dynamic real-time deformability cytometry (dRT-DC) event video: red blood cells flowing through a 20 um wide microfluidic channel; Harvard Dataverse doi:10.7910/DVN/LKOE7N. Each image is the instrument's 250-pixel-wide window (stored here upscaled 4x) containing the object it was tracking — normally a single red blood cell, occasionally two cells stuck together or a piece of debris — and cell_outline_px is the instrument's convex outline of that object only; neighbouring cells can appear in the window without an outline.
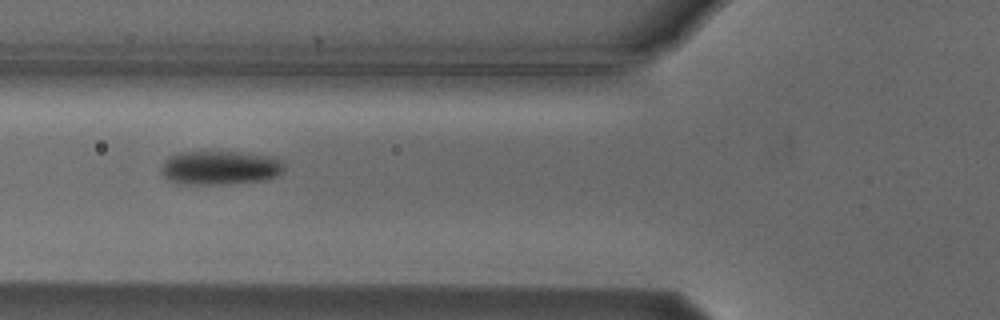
{"species": "Egyptian fruit bat (a non-hibernating species)", "species_latin": "Rousettus aegyptiacus", "temperature_condition": "cold", "stored_images_in_passage": 8, "camera_frame_rate_fps": 3000, "um_per_image_px": 0.085, "animal": {"sex": "male"}, "frame": {"image": 1, "passage_image": 3, "time_ms": 3.333, "image_size_px": [1000, 320], "cell_outline_px": [[284, 172], [276, 176], [260, 180], [224, 184], [176, 184], [168, 180], [160, 172], [160, 168], [164, 160], [168, 156], [184, 152], [240, 152], [268, 156], [280, 160], [284, 164]], "centroid_in_image_um": [18.65, 14.26], "position_along_channel_um": 107.2, "area_um2": 24.33}}
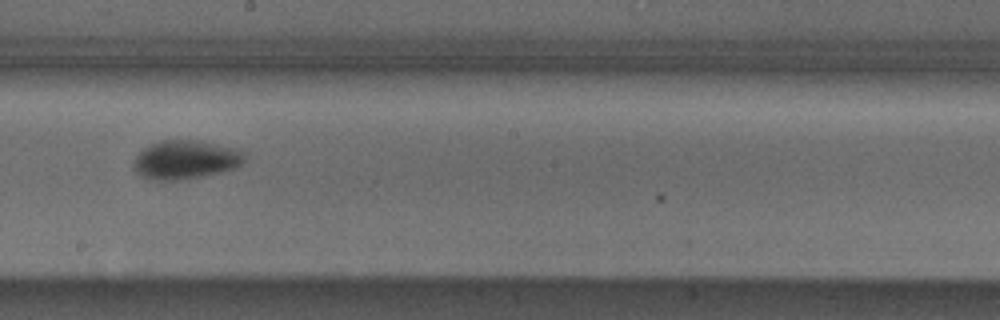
{"frame": {"image": 2, "passage_image": 6, "time_ms": 6.667, "image_size_px": [1000, 320], "cell_outline_px": [[244, 160], [236, 168], [204, 176], [176, 180], [152, 180], [140, 176], [132, 168], [132, 160], [144, 148], [160, 140], [196, 140], [236, 148], [244, 152]], "centroid_in_image_um": [15.73, 13.58], "position_along_channel_um": 232.5, "area_um2": 25.14}}
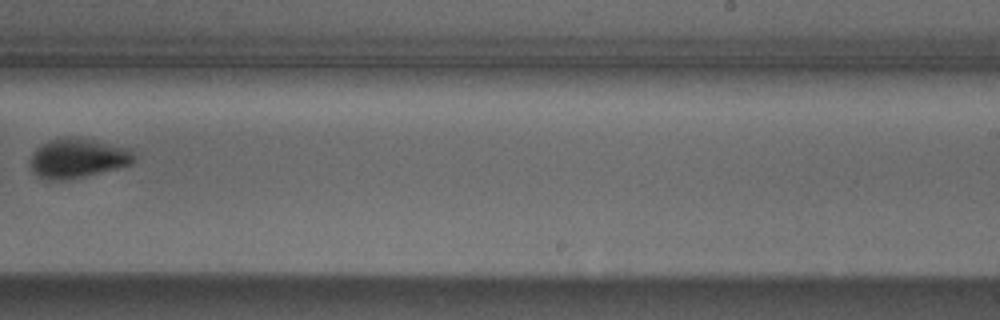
{"frame": {"image": 3, "passage_image": 7, "time_ms": 8.0, "image_size_px": [1000, 320], "cell_outline_px": [[136, 160], [132, 164], [84, 176], [64, 180], [48, 180], [32, 172], [28, 164], [28, 160], [32, 152], [40, 144], [48, 140], [64, 136], [72, 136], [92, 140], [128, 148], [136, 156]], "centroid_in_image_um": [6.53, 13.43], "position_along_channel_um": 282.5, "area_um2": 24.1}}